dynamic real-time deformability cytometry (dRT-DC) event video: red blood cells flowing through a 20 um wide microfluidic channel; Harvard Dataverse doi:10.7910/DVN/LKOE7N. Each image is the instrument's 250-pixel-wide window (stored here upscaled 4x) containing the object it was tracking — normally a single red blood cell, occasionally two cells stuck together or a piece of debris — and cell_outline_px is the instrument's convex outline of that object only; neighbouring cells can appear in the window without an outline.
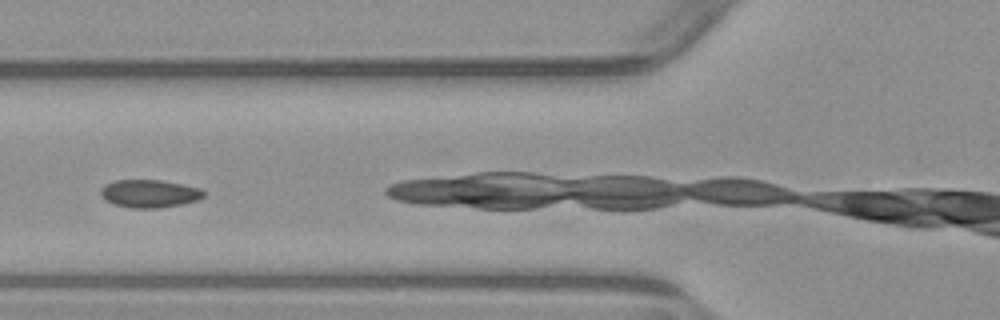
{"species": "common noctule bat (a hibernating species)", "species_latin": "Nyctalus noctula", "temperature_condition": "warm", "stored_images_in_passage": 6, "camera_frame_rate_fps": 3000, "um_per_image_px": 0.085, "animal": {"sex": "male", "body_mass_g": 23.1, "forearm_length_mm": 52.7}, "frame": {"image": 1, "passage_image": 3, "time_ms": 2.333, "image_size_px": [1000, 320], "cell_outline_px": [[204, 196], [196, 200], [180, 204], [160, 208], [132, 208], [112, 204], [104, 200], [100, 192], [100, 188], [104, 184], [116, 180], [160, 180], [184, 184], [200, 188], [204, 192]], "centroid_in_image_um": [12.66, 16.45], "position_along_channel_um": 113.1, "area_um2": 16.82}}